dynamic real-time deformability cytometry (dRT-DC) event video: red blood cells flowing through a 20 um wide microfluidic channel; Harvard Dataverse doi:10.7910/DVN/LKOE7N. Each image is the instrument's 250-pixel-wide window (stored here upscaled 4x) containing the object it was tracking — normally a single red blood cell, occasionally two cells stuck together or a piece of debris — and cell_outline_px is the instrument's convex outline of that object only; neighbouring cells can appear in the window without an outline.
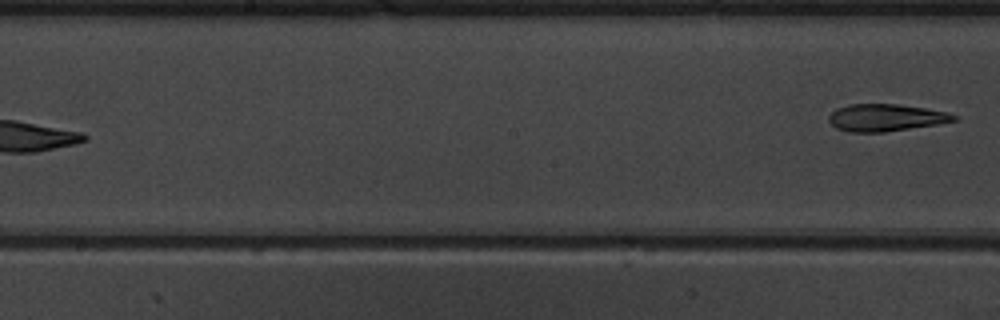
{"species": "common noctule bat (a hibernating species)", "species_latin": "Nyctalus noctula", "temperature_condition": "warm", "stored_images_in_passage": 8, "segment_of_instrument_passage": [2, 2], "camera_frame_rate_fps": 3000, "um_per_image_px": 0.085, "animal": {"sex": "male", "body_mass_g": 19.5, "forearm_length_mm": 54.6}, "frame": {"image": 1, "passage_image": 8, "time_ms": 8.0, "image_size_px": [1000, 320], "cell_outline_px": [[960, 120], [936, 124], [884, 132], [852, 132], [836, 128], [828, 120], [828, 116], [836, 108], [848, 104], [896, 104], [924, 108], [948, 112], [960, 116]], "centroid_in_image_um": [75.31, 9.99], "position_along_channel_um": 172.9, "area_um2": 19.83}}